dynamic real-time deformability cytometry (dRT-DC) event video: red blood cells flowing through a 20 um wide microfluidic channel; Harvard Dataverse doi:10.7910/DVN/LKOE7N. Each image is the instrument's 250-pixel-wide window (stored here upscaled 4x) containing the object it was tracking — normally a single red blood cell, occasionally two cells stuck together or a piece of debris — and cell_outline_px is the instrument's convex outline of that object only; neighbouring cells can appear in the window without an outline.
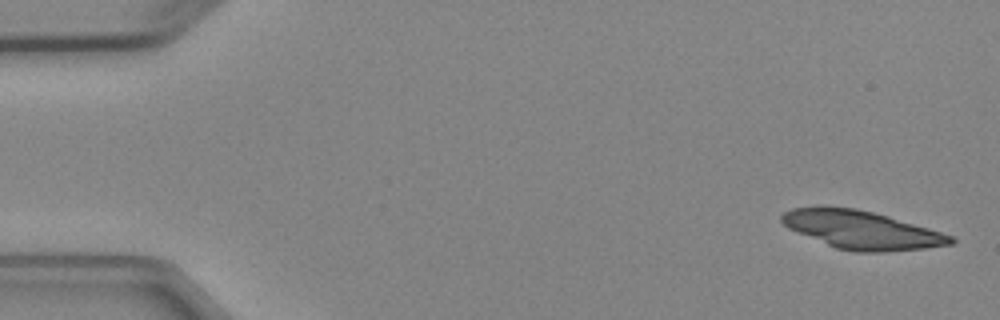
{"species": "Egyptian fruit bat (a non-hibernating species)", "species_latin": "Rousettus aegyptiacus", "temperature_condition": "cold", "stored_images_in_passage": 6, "camera_frame_rate_fps": 3000, "um_per_image_px": 0.085, "animal": {"sex": "female"}, "frame": {"image": 1, "passage_image": 1, "time_ms": 0.0, "image_size_px": [1000, 320], "cell_outline_px": [[956, 240], [952, 244], [924, 248], [884, 252], [856, 252], [836, 248], [788, 228], [780, 220], [780, 216], [784, 212], [792, 208], [820, 204], [856, 208], [888, 216], [928, 228], [952, 236]], "centroid_in_image_um": [73.17, 19.51], "position_along_channel_um": 11.8, "area_um2": 37.74}}